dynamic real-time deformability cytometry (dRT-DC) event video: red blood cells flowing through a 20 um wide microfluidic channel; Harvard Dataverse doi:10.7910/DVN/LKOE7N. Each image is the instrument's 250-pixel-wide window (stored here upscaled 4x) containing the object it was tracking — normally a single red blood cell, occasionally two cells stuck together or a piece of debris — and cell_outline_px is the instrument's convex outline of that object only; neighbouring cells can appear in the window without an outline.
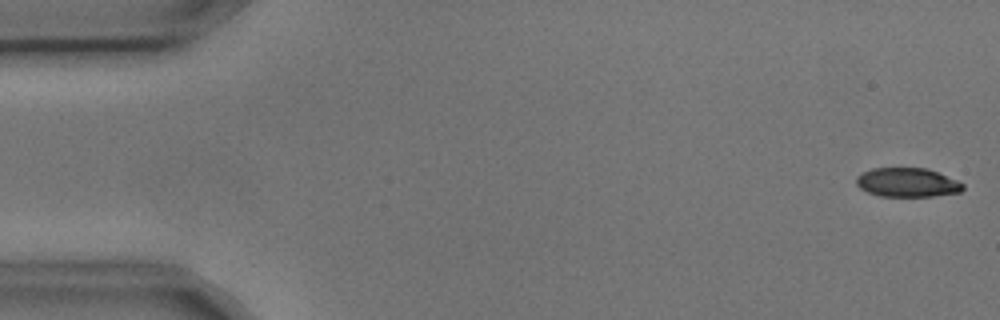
{"species": "common noctule bat (a hibernating species)", "species_latin": "Nyctalus noctula", "temperature_condition": "cold", "stored_images_in_passage": 4, "camera_frame_rate_fps": 3000, "um_per_image_px": 0.085, "animal": {"sex": "male", "body_mass_g": 17.9, "forearm_length_mm": 54.2}, "frame": {"image": 1, "passage_image": 1, "time_ms": 0.0, "image_size_px": [1000, 320], "cell_outline_px": [[964, 188], [960, 192], [932, 196], [880, 196], [868, 192], [860, 188], [856, 184], [856, 176], [860, 172], [872, 168], [928, 168], [956, 180], [964, 184]], "centroid_in_image_um": [77.09, 15.5], "position_along_channel_um": 7.9, "area_um2": 18.09}}
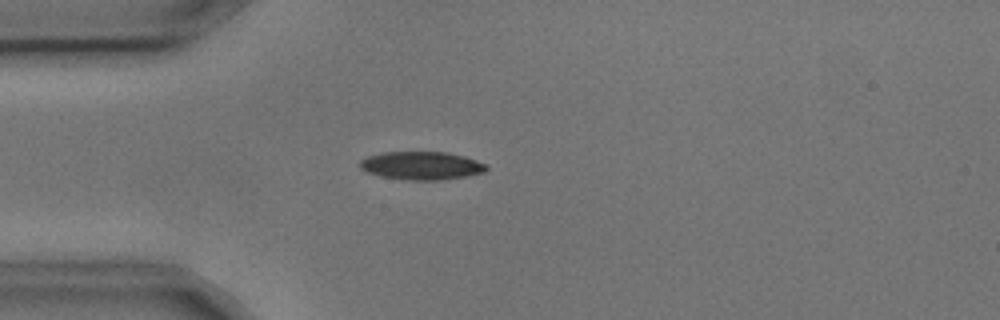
{"frame": {"image": 2, "passage_image": 4, "time_ms": 1.0, "image_size_px": [1000, 320], "cell_outline_px": [[488, 168], [484, 172], [464, 176], [440, 180], [408, 180], [380, 176], [368, 172], [360, 168], [360, 160], [368, 156], [380, 152], [444, 152], [464, 156], [476, 160], [484, 164]], "centroid_in_image_um": [35.79, 14.07], "position_along_channel_um": 49.2, "area_um2": 20.58}}